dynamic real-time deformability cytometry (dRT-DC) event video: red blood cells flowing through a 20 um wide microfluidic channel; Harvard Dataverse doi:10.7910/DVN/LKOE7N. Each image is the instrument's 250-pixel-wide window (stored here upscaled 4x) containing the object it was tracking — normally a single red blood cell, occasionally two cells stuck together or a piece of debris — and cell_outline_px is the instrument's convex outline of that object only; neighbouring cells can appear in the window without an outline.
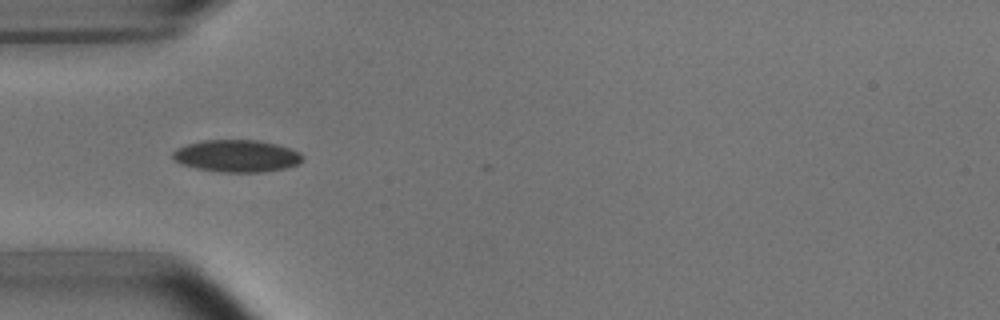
{"species": "common noctule bat (a hibernating species)", "species_latin": "Nyctalus noctula", "temperature_condition": "room temperature", "stored_images_in_passage": 3, "camera_frame_rate_fps": 3000, "um_per_image_px": 0.085, "animal": {"sex": "male", "body_mass_g": 15.6}, "frame": {"image": 1, "passage_image": 2, "time_ms": 1.333, "image_size_px": [1000, 320], "cell_outline_px": [[304, 160], [296, 164], [284, 168], [264, 172], [220, 172], [196, 168], [180, 164], [172, 160], [172, 152], [176, 148], [188, 144], [204, 140], [256, 140], [276, 144], [300, 152], [304, 156]], "centroid_in_image_um": [20.09, 13.26], "position_along_channel_um": 64.9, "area_um2": 24.39}}